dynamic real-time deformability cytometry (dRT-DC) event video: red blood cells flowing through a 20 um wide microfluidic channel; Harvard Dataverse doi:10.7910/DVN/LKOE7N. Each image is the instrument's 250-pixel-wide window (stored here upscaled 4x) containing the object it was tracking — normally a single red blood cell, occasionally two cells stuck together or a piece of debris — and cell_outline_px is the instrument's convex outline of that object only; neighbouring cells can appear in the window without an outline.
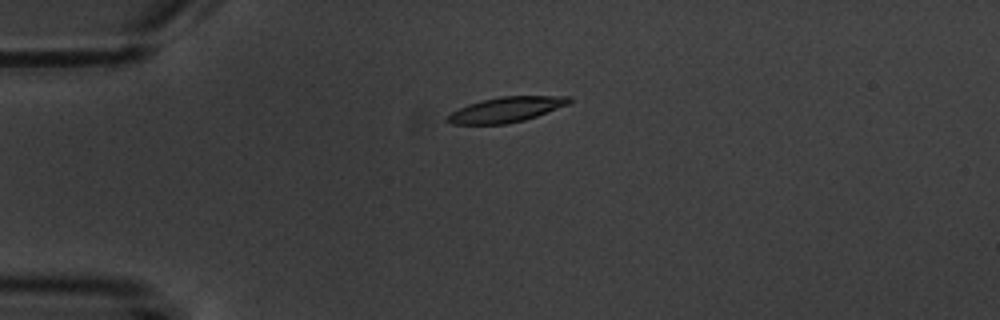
{"species": "common noctule bat (a hibernating species)", "species_latin": "Nyctalus noctula", "temperature_condition": "warm", "stored_images_in_passage": 2, "camera_frame_rate_fps": 3000, "um_per_image_px": 0.085, "animal": {"sex": "male", "body_mass_g": 20.1, "forearm_length_mm": 53.5}, "frame": {"image": 1, "passage_image": 1, "time_ms": 0.0, "image_size_px": [1000, 320], "cell_outline_px": [[572, 100], [568, 104], [536, 116], [524, 120], [504, 124], [448, 124], [444, 120], [444, 116], [468, 104], [500, 96], [572, 96]], "centroid_in_image_um": [42.98, 9.32], "position_along_channel_um": 42.0, "area_um2": 17.8}}